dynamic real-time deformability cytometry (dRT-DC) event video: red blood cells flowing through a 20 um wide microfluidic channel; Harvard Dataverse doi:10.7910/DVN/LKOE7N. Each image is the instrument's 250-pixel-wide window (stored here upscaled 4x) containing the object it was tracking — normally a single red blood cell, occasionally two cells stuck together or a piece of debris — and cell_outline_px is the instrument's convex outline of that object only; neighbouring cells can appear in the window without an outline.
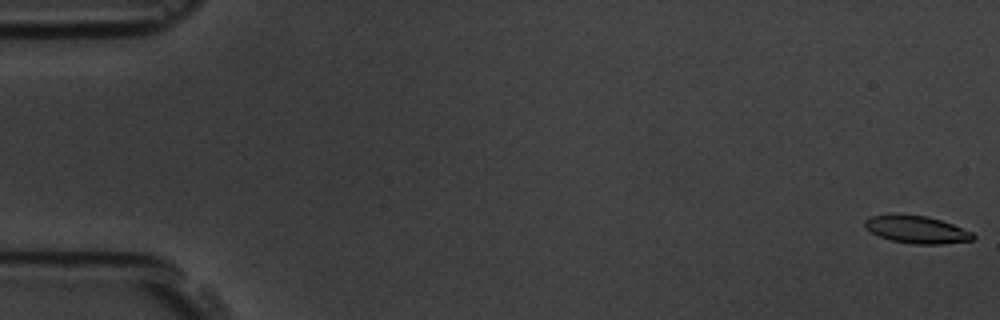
{"species": "common noctule bat (a hibernating species)", "species_latin": "Nyctalus noctula", "temperature_condition": "room temperature", "stored_images_in_passage": 5, "camera_frame_rate_fps": 3000, "um_per_image_px": 0.085, "animal": {"sex": "male", "body_mass_g": 19.5, "forearm_length_mm": 54.6}, "frame": {"image": 1, "passage_image": 1, "time_ms": 0.0, "image_size_px": [1000, 320], "cell_outline_px": [[976, 236], [972, 240], [944, 244], [912, 244], [892, 240], [880, 236], [864, 228], [864, 220], [872, 216], [924, 216], [940, 220], [952, 224], [972, 232]], "centroid_in_image_um": [77.95, 19.54], "position_along_channel_um": 7.0, "area_um2": 16.76}}